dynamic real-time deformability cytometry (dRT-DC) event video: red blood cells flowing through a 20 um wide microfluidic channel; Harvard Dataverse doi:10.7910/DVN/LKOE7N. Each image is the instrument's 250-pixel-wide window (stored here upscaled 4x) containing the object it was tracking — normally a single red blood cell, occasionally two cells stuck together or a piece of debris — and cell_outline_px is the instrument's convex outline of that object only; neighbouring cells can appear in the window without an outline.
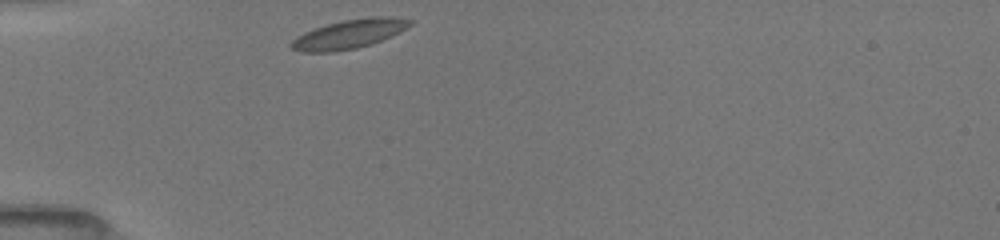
{"species": "common noctule bat (a hibernating species)", "species_latin": "Nyctalus noctula", "temperature_condition": "room temperature", "stored_images_in_passage": 15, "camera_frame_rate_fps": 3000, "um_per_image_px": 0.085, "animal": {"sex": "female", "body_mass_g": 19.5, "forearm_length_mm": 54.1}, "frame": {"image": 1, "passage_image": 1, "time_ms": 0.0, "image_size_px": [1000, 240], "cell_outline_px": [[412, 24], [400, 32], [372, 44], [356, 48], [332, 52], [300, 52], [292, 48], [288, 44], [296, 36], [304, 32], [328, 24], [344, 20], [372, 16], [392, 16], [412, 20]], "centroid_in_image_um": [29.67, 2.89], "position_along_channel_um": 55.3, "area_um2": 20.11}}
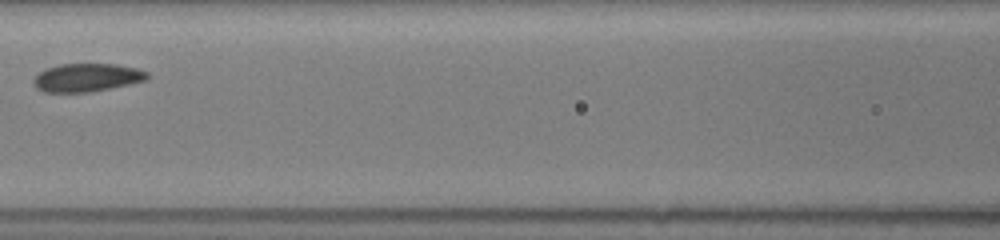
{"frame": {"image": 2, "passage_image": 8, "time_ms": 3.0, "image_size_px": [1000, 240], "cell_outline_px": [[148, 80], [92, 92], [44, 92], [36, 88], [32, 84], [32, 80], [44, 68], [60, 64], [116, 64], [136, 68], [148, 72]], "centroid_in_image_um": [7.37, 6.59], "position_along_channel_um": 159.2, "area_um2": 18.84}}
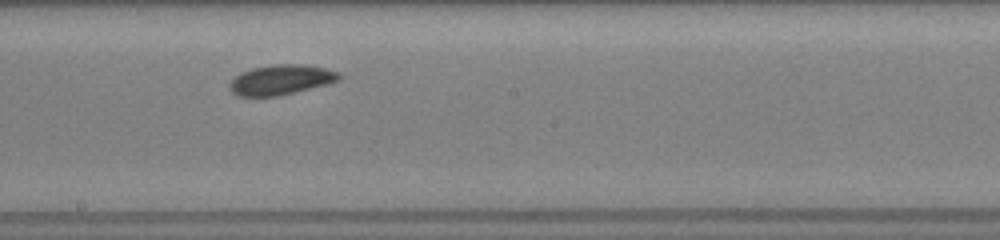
{"frame": {"image": 3, "passage_image": 12, "time_ms": 4.667, "image_size_px": [1000, 240], "cell_outline_px": [[340, 80], [328, 84], [280, 96], [236, 96], [228, 88], [228, 84], [240, 72], [252, 68], [272, 64], [304, 64], [324, 68], [340, 72]], "centroid_in_image_um": [23.87, 6.78], "position_along_channel_um": 224.3, "area_um2": 19.36}}